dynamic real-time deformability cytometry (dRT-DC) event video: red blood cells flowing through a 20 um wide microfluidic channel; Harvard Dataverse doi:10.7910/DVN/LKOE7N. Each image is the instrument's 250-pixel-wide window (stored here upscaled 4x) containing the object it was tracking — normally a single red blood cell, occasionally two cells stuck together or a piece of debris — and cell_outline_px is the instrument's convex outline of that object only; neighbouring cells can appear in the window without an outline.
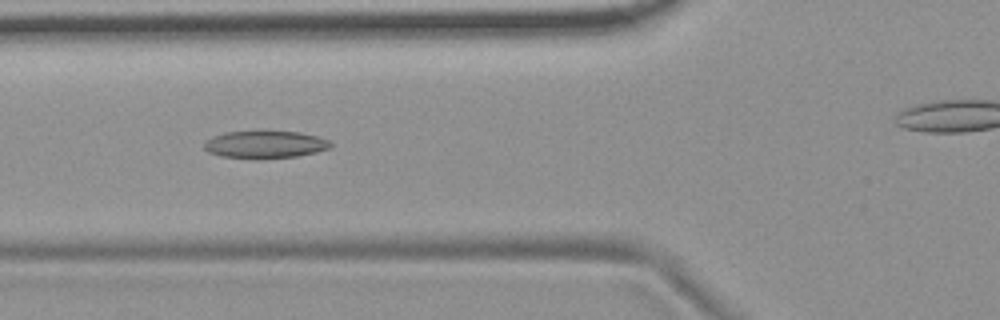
{"species": "common noctule bat (a hibernating species)", "species_latin": "Nyctalus noctula", "temperature_condition": "room temperature", "stored_images_in_passage": 47, "camera_frame_rate_fps": 3000, "um_per_image_px": 0.085, "animal": {"sex": "female", "body_mass_g": 19.9}, "frame": {"image": 1, "passage_image": 20, "time_ms": 6.333, "image_size_px": [1000, 320], "cell_outline_px": [[332, 144], [328, 148], [316, 152], [296, 156], [260, 160], [252, 160], [220, 156], [208, 152], [204, 148], [204, 140], [212, 136], [224, 132], [300, 132], [316, 136], [328, 140]], "centroid_in_image_um": [22.46, 12.31], "position_along_channel_um": 103.3, "area_um2": 20.4}}
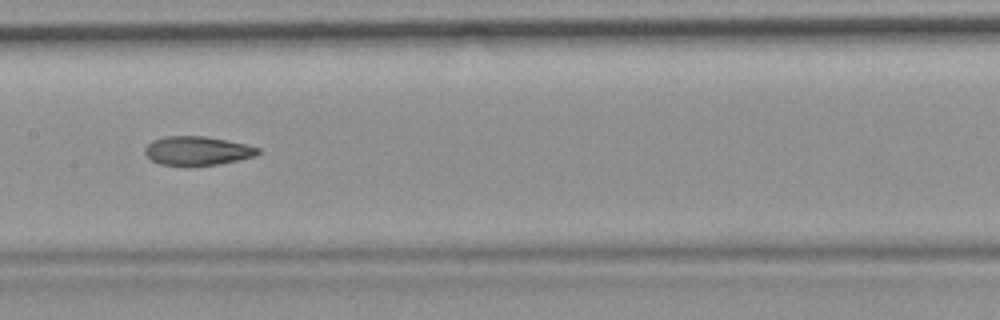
{"frame": {"image": 2, "passage_image": 27, "time_ms": 8.667, "image_size_px": [1000, 320], "cell_outline_px": [[260, 152], [256, 156], [220, 164], [188, 168], [184, 168], [160, 164], [152, 160], [144, 152], [144, 148], [152, 140], [164, 136], [204, 136], [248, 144], [260, 148]], "centroid_in_image_um": [16.77, 12.85], "position_along_channel_um": 190.6, "area_um2": 19.71}}
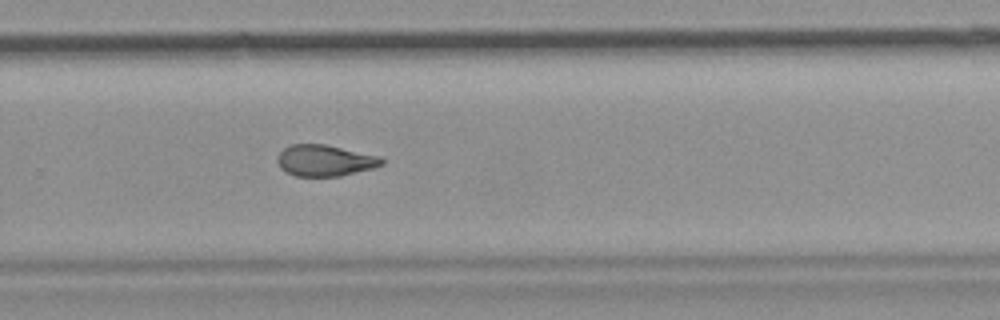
{"frame": {"image": 3, "passage_image": 36, "time_ms": 11.667, "image_size_px": [1000, 320], "cell_outline_px": [[384, 164], [372, 168], [340, 176], [296, 176], [280, 168], [276, 160], [276, 156], [288, 144], [324, 144], [380, 156], [384, 160]], "centroid_in_image_um": [27.59, 13.63], "position_along_channel_um": 302.2, "area_um2": 19.02}}